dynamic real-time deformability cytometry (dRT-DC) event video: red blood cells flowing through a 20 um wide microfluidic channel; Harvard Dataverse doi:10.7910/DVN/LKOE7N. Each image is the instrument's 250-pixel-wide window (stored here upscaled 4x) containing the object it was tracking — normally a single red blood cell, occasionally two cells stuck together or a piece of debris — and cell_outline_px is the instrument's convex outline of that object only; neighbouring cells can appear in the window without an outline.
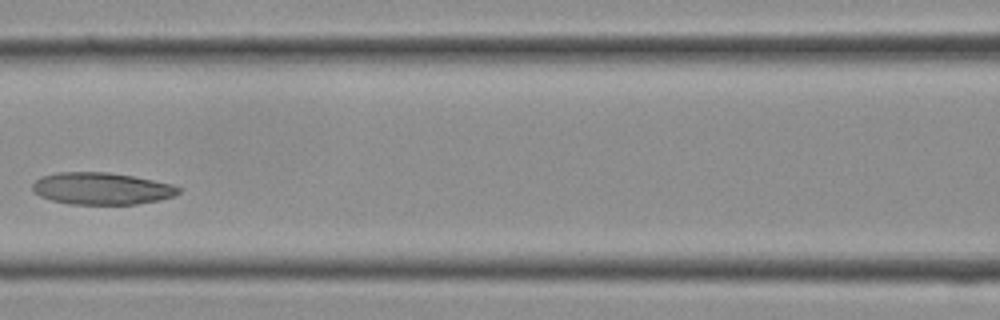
{"species": "Egyptian fruit bat (a non-hibernating species)", "species_latin": "Rousettus aegyptiacus", "temperature_condition": "cold", "stored_images_in_passage": 11, "camera_frame_rate_fps": 3000, "um_per_image_px": 0.085, "frame": {"image": 1, "passage_image": 10, "time_ms": 3.0, "image_size_px": [1000, 320], "cell_outline_px": [[180, 192], [172, 196], [156, 200], [136, 204], [68, 204], [52, 200], [40, 196], [32, 192], [32, 184], [40, 176], [56, 172], [108, 172], [132, 176], [172, 184], [180, 188]], "centroid_in_image_um": [8.57, 16.02], "position_along_channel_um": 158.0, "area_um2": 27.17}}